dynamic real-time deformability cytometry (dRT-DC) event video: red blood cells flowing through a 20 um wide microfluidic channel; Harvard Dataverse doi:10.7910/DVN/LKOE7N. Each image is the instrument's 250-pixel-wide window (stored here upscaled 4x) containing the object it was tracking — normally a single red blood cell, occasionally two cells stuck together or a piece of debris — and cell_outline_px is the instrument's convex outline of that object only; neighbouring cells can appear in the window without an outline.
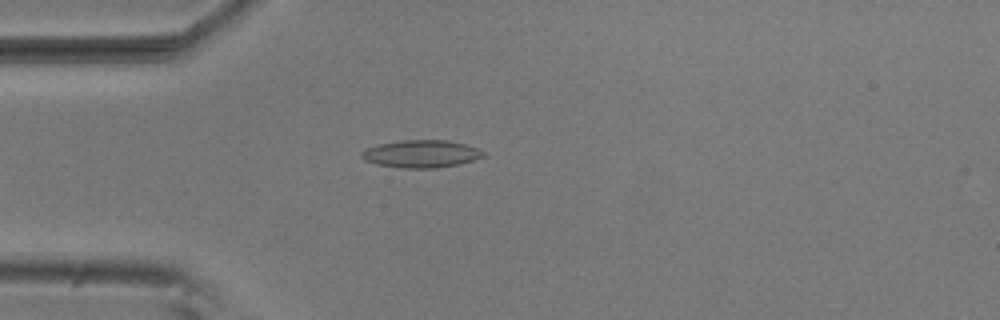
{"species": "common noctule bat (a hibernating species)", "species_latin": "Nyctalus noctula", "temperature_condition": "room temperature", "stored_images_in_passage": 1, "camera_frame_rate_fps": 3000, "um_per_image_px": 0.085, "animal": {"sex": "male", "body_mass_g": 20.5, "forearm_length_mm": 52.5}, "frame": {"image": 1, "passage_image": 1, "time_ms": 0.0, "image_size_px": [1000, 320], "cell_outline_px": [[484, 156], [460, 164], [436, 168], [400, 168], [376, 164], [364, 160], [360, 156], [360, 152], [368, 148], [380, 144], [400, 140], [448, 140], [464, 144], [476, 148], [484, 152]], "centroid_in_image_um": [35.77, 13.08], "position_along_channel_um": 49.2, "area_um2": 19.48}}